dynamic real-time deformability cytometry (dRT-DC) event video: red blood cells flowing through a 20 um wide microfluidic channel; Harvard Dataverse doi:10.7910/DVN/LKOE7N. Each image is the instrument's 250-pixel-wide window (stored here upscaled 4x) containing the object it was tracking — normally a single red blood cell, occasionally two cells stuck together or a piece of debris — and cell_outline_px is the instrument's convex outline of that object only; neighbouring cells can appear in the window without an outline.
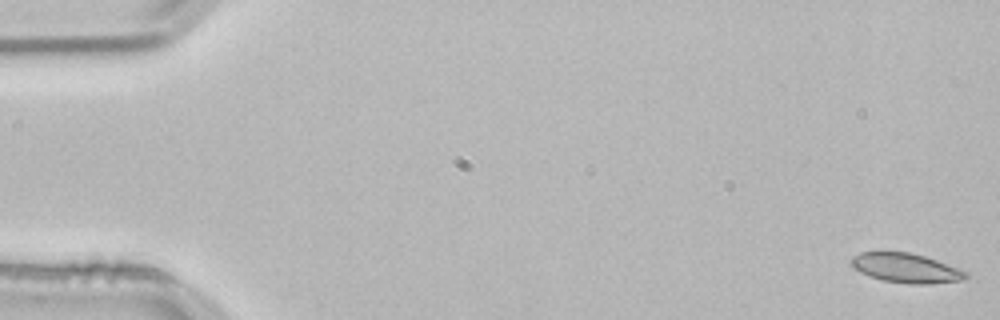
{"species": "common noctule bat (a hibernating species)", "species_latin": "Nyctalus noctula", "temperature_condition": "room temperature", "stored_images_in_passage": 53, "camera_frame_rate_fps": 3000, "um_per_image_px": 0.085, "animal": {"sex": "male", "body_mass_g": 21.5, "forearm_length_mm": 52.0}, "frame": {"image": 1, "passage_image": 1, "time_ms": 0.0, "image_size_px": [1000, 320], "cell_outline_px": [[968, 276], [964, 280], [928, 284], [912, 284], [884, 280], [868, 276], [852, 268], [852, 256], [860, 252], [908, 252], [924, 256], [936, 260], [968, 272]], "centroid_in_image_um": [77.0, 22.79], "position_along_channel_um": 8.0, "area_um2": 19.54}}
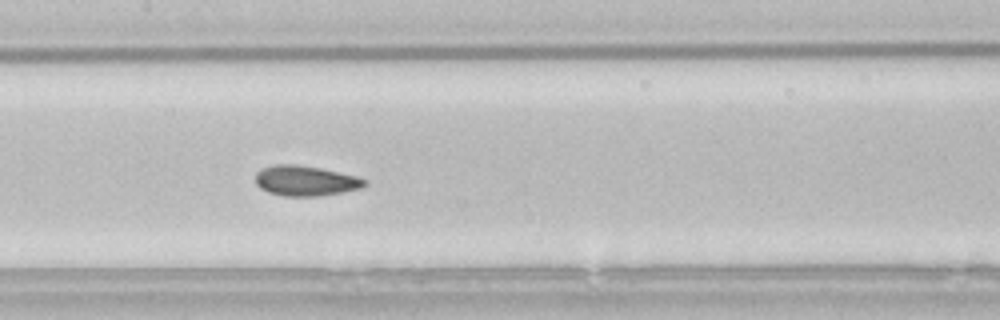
{"frame": {"image": 2, "passage_image": 26, "time_ms": 8.333, "image_size_px": [1000, 320], "cell_outline_px": [[368, 184], [364, 188], [320, 196], [284, 196], [268, 192], [260, 188], [256, 184], [256, 172], [260, 168], [272, 164], [296, 164], [320, 168], [356, 176], [368, 180]], "centroid_in_image_um": [25.97, 15.36], "position_along_channel_um": 181.4, "area_um2": 19.48}}
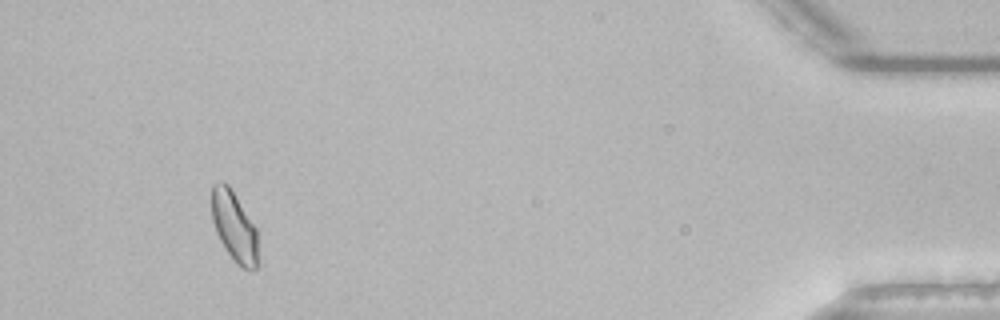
{"frame": {"image": 3, "passage_image": 50, "time_ms": 16.333, "image_size_px": [1000, 320], "cell_outline_px": [[256, 268], [244, 268], [236, 264], [220, 240], [216, 232], [212, 220], [212, 184], [220, 180], [228, 184], [256, 228]], "centroid_in_image_um": [19.86, 19.2], "position_along_channel_um": 415.3, "area_um2": 18.38}, "authors_computed_cell_mechanics": {"area_um2": 19.1896, "velocity_mm_per_s": 3.8032, "shape_relaxation_time_tau1_ms": 5.4289, "shape_relaxation_time_tau2_ms": 0.9071, "deformation_change_tau1": 0.1061, "deformation_change_tau2": 0.0375}}